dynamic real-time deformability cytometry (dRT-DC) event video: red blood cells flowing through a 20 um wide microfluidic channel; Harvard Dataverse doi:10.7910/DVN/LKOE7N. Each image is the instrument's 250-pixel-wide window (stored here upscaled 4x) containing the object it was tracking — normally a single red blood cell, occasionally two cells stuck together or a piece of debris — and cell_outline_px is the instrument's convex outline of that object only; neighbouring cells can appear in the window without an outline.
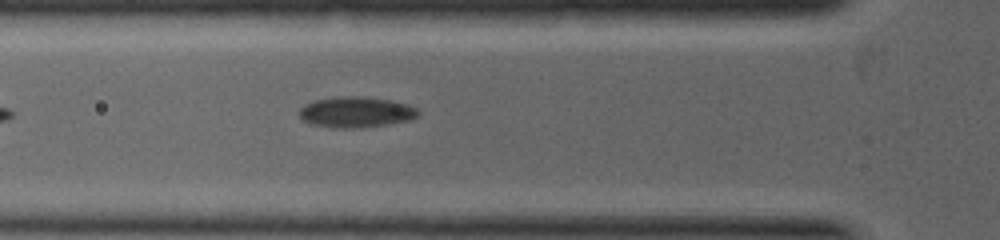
{"species": "common noctule bat (a hibernating species)", "species_latin": "Nyctalus noctula", "temperature_condition": "warm", "stored_images_in_passage": 8, "camera_frame_rate_fps": 5000, "um_per_image_px": 0.085, "animal": {"sex": "female", "body_mass_g": 19.0, "forearm_length_mm": 53.3}, "frame": {"image": 1, "passage_image": 8, "time_ms": 1.2, "image_size_px": [1000, 240], "cell_outline_px": [[420, 112], [416, 116], [408, 120], [388, 124], [356, 128], [332, 128], [308, 124], [300, 116], [300, 108], [304, 104], [316, 100], [336, 96], [360, 96], [392, 100], [408, 104], [416, 108]], "centroid_in_image_um": [30.23, 9.53], "position_along_channel_um": 95.6, "area_um2": 21.39}}